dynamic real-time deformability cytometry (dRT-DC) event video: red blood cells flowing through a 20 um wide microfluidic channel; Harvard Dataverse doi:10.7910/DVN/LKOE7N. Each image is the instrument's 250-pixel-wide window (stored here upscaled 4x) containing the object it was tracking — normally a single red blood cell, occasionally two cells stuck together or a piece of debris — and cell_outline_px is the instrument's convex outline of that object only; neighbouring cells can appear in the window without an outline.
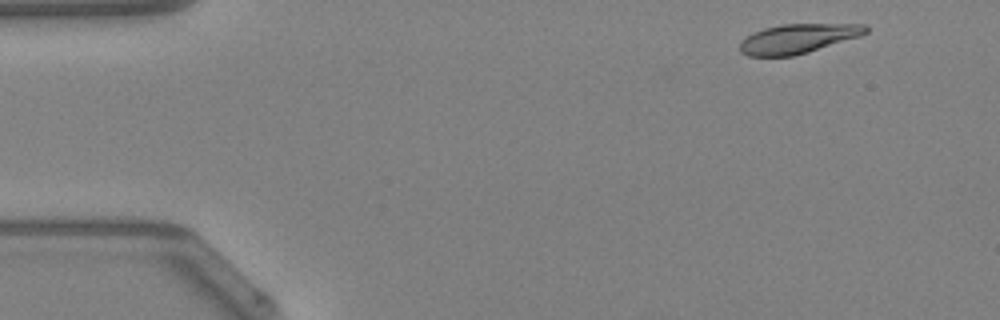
{"species": "Egyptian fruit bat (a non-hibernating species)", "species_latin": "Rousettus aegyptiacus", "temperature_condition": "warm", "stored_images_in_passage": 44, "camera_frame_rate_fps": 3000, "um_per_image_px": 0.085, "animal": {"sex": "female"}, "frame": {"image": 1, "passage_image": 1, "time_ms": 0.0, "image_size_px": [1000, 320], "cell_outline_px": [[868, 32], [860, 36], [808, 52], [792, 56], [748, 56], [740, 52], [740, 44], [748, 36], [764, 28], [784, 24], [864, 24], [868, 28]], "centroid_in_image_um": [67.85, 3.28], "position_along_channel_um": 17.2, "area_um2": 21.27}}
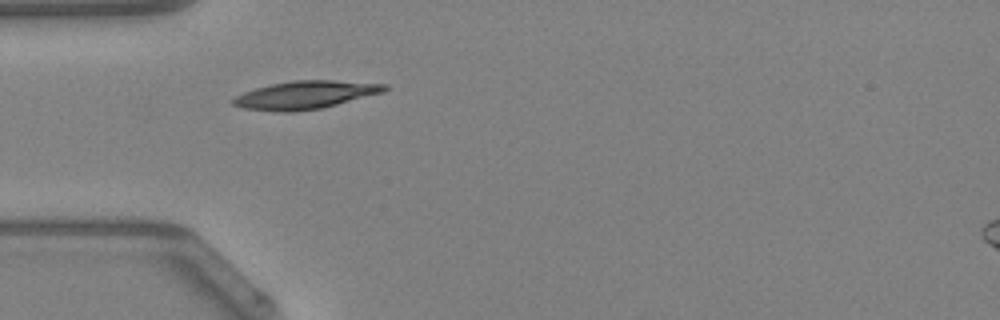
{"frame": {"image": 2, "passage_image": 11, "time_ms": 3.333, "image_size_px": [1000, 320], "cell_outline_px": [[388, 88], [384, 92], [320, 108], [292, 112], [280, 112], [244, 108], [232, 104], [232, 100], [236, 96], [244, 92], [256, 88], [272, 84], [292, 80], [332, 80], [388, 84]], "centroid_in_image_um": [25.96, 8.06], "position_along_channel_um": 59.0, "area_um2": 24.45}}
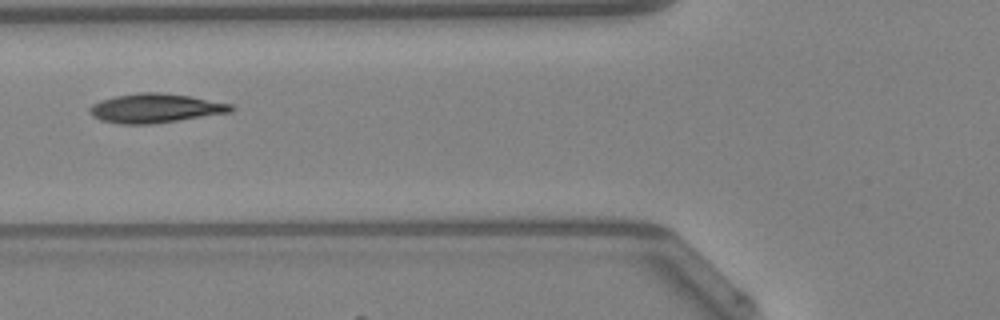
{"frame": {"image": 3, "passage_image": 15, "time_ms": 4.667, "image_size_px": [1000, 320], "cell_outline_px": [[236, 108], [232, 112], [152, 124], [120, 124], [100, 120], [92, 116], [88, 112], [88, 108], [92, 104], [100, 100], [112, 96], [140, 92], [160, 92], [188, 96], [232, 104]], "centroid_in_image_um": [13.16, 9.2], "position_along_channel_um": 112.6, "area_um2": 24.16}, "authors_computed_cell_mechanics": {"area_um2": 22.9466, "velocity_mm_per_s": 4.2634, "shape_relaxation_time_tau1_ms": 5.3111, "shape_relaxation_time_tau2_ms": 2.3315, "deformation_change_tau1": 0.1833, "deformation_change_tau2": 0.057}}